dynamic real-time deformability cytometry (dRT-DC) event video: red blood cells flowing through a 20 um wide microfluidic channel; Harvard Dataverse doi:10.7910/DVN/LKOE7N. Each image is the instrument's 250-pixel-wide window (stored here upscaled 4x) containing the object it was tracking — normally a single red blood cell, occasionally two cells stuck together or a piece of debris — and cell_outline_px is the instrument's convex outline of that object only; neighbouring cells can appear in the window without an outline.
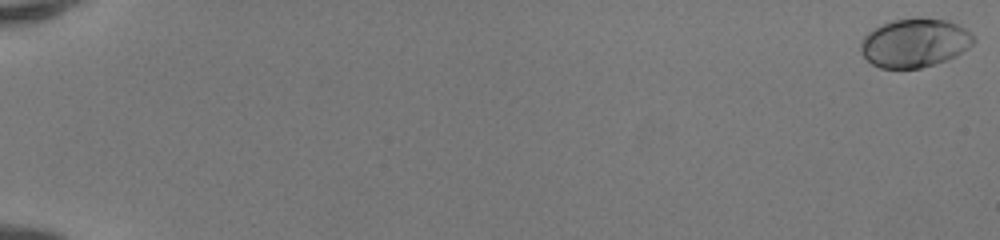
{"species": "human", "species_latin": "Homo sapiens", "temperature_condition": "room temperature", "stored_images_in_passage": 52, "camera_frame_rate_fps": 3000, "um_per_image_px": 0.085, "donor": {"sex": "female"}, "frame": {"image": 1, "passage_image": 1, "time_ms": 0.0, "image_size_px": [1000, 240], "cell_outline_px": [[976, 40], [968, 48], [956, 56], [936, 64], [920, 68], [880, 68], [872, 64], [860, 52], [860, 40], [868, 32], [880, 24], [892, 20], [916, 16], [924, 16], [948, 20], [964, 28], [976, 36]], "centroid_in_image_um": [77.75, 3.62], "position_along_channel_um": 7.2, "area_um2": 32.71}}
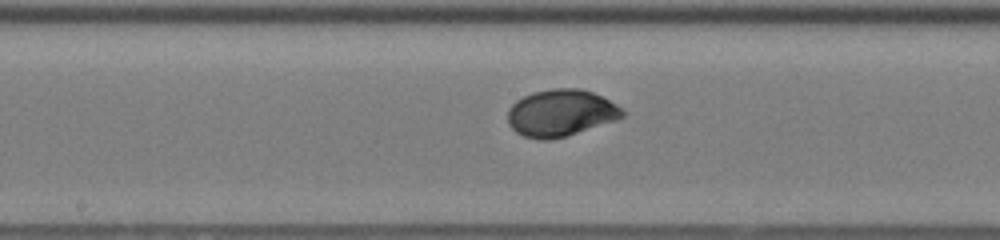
{"frame": {"image": 2, "passage_image": 30, "time_ms": 9.667, "image_size_px": [1000, 240], "cell_outline_px": [[628, 112], [624, 116], [616, 120], [564, 136], [548, 140], [540, 140], [524, 136], [516, 132], [508, 124], [508, 108], [516, 100], [532, 92], [552, 88], [580, 88], [592, 92], [616, 104]], "centroid_in_image_um": [47.65, 9.59], "position_along_channel_um": 200.5, "area_um2": 31.27}}
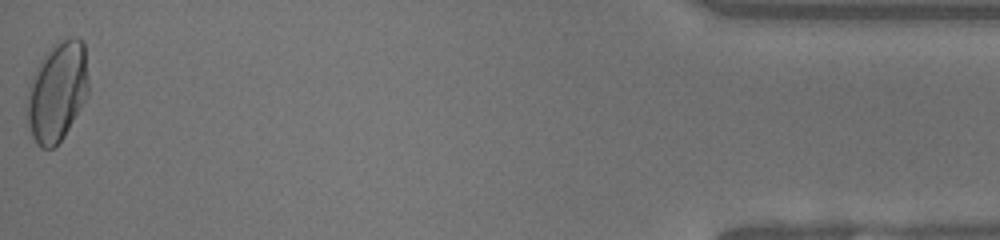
{"frame": {"image": 3, "passage_image": 52, "time_ms": 17.0, "image_size_px": [1000, 240], "cell_outline_px": [[88, 96], [64, 136], [52, 148], [40, 148], [36, 144], [32, 136], [28, 124], [28, 96], [32, 80], [36, 68], [40, 60], [52, 44], [60, 40], [72, 36], [80, 40], [84, 44], [88, 80]], "centroid_in_image_um": [4.89, 7.78], "position_along_channel_um": 430.3, "area_um2": 35.32}, "authors_computed_cell_mechanics": {"area_um2": 30.7496, "velocity_mm_per_s": 4.1892, "shape_relaxation_time_tau1_ms": 2.3143, "shape_relaxation_time_tau2_ms": null, "deformation_change_tau1": 0.1441, "deformation_change_tau2": null}}